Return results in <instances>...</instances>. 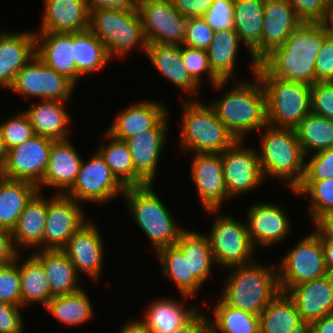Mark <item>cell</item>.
Wrapping results in <instances>:
<instances>
[{"mask_svg":"<svg viewBox=\"0 0 333 333\" xmlns=\"http://www.w3.org/2000/svg\"><path fill=\"white\" fill-rule=\"evenodd\" d=\"M125 187L113 175L102 156L94 151L88 160H82L77 179L65 194L78 203L108 204L124 194Z\"/></svg>","mask_w":333,"mask_h":333,"instance_id":"8fae6325","label":"cell"},{"mask_svg":"<svg viewBox=\"0 0 333 333\" xmlns=\"http://www.w3.org/2000/svg\"><path fill=\"white\" fill-rule=\"evenodd\" d=\"M0 132L8 150L23 144L35 135L30 120L23 111L0 121Z\"/></svg>","mask_w":333,"mask_h":333,"instance_id":"7dc6e473","label":"cell"},{"mask_svg":"<svg viewBox=\"0 0 333 333\" xmlns=\"http://www.w3.org/2000/svg\"><path fill=\"white\" fill-rule=\"evenodd\" d=\"M181 298V301L172 297L167 298V296L155 298L144 308L141 320L152 333H172L199 310L194 304L190 307L186 306V301L192 297L181 295Z\"/></svg>","mask_w":333,"mask_h":333,"instance_id":"1f68e13d","label":"cell"},{"mask_svg":"<svg viewBox=\"0 0 333 333\" xmlns=\"http://www.w3.org/2000/svg\"><path fill=\"white\" fill-rule=\"evenodd\" d=\"M38 192V186L31 182L0 175V228L11 231L26 205Z\"/></svg>","mask_w":333,"mask_h":333,"instance_id":"8d00e7d4","label":"cell"},{"mask_svg":"<svg viewBox=\"0 0 333 333\" xmlns=\"http://www.w3.org/2000/svg\"><path fill=\"white\" fill-rule=\"evenodd\" d=\"M275 264L264 265L256 260L230 267L219 298L230 307L259 316L280 292Z\"/></svg>","mask_w":333,"mask_h":333,"instance_id":"3957f363","label":"cell"},{"mask_svg":"<svg viewBox=\"0 0 333 333\" xmlns=\"http://www.w3.org/2000/svg\"><path fill=\"white\" fill-rule=\"evenodd\" d=\"M171 2L186 18H197L208 11L214 0H171Z\"/></svg>","mask_w":333,"mask_h":333,"instance_id":"6f0895ef","label":"cell"},{"mask_svg":"<svg viewBox=\"0 0 333 333\" xmlns=\"http://www.w3.org/2000/svg\"><path fill=\"white\" fill-rule=\"evenodd\" d=\"M307 333H333V314L311 323L307 327Z\"/></svg>","mask_w":333,"mask_h":333,"instance_id":"be15d7a7","label":"cell"},{"mask_svg":"<svg viewBox=\"0 0 333 333\" xmlns=\"http://www.w3.org/2000/svg\"><path fill=\"white\" fill-rule=\"evenodd\" d=\"M120 328L118 333H152V331L146 326V324L140 319H129Z\"/></svg>","mask_w":333,"mask_h":333,"instance_id":"e7e4bbea","label":"cell"},{"mask_svg":"<svg viewBox=\"0 0 333 333\" xmlns=\"http://www.w3.org/2000/svg\"><path fill=\"white\" fill-rule=\"evenodd\" d=\"M191 157L189 175L203 210H222L223 203L231 199L225 187L221 153H193Z\"/></svg>","mask_w":333,"mask_h":333,"instance_id":"ffe728a7","label":"cell"},{"mask_svg":"<svg viewBox=\"0 0 333 333\" xmlns=\"http://www.w3.org/2000/svg\"><path fill=\"white\" fill-rule=\"evenodd\" d=\"M54 141L35 134L23 144L8 150L0 175L38 185L47 170L51 145Z\"/></svg>","mask_w":333,"mask_h":333,"instance_id":"2e32d148","label":"cell"},{"mask_svg":"<svg viewBox=\"0 0 333 333\" xmlns=\"http://www.w3.org/2000/svg\"><path fill=\"white\" fill-rule=\"evenodd\" d=\"M182 98L181 135L178 137L182 153H223L237 141L209 103L183 95Z\"/></svg>","mask_w":333,"mask_h":333,"instance_id":"5b68a950","label":"cell"},{"mask_svg":"<svg viewBox=\"0 0 333 333\" xmlns=\"http://www.w3.org/2000/svg\"><path fill=\"white\" fill-rule=\"evenodd\" d=\"M295 132L305 157L309 153L333 148V120L329 118L311 112L295 128Z\"/></svg>","mask_w":333,"mask_h":333,"instance_id":"7bdbcfd3","label":"cell"},{"mask_svg":"<svg viewBox=\"0 0 333 333\" xmlns=\"http://www.w3.org/2000/svg\"><path fill=\"white\" fill-rule=\"evenodd\" d=\"M261 131L257 154L265 180L275 178L295 190L305 171V155L295 129L267 124Z\"/></svg>","mask_w":333,"mask_h":333,"instance_id":"277c9868","label":"cell"},{"mask_svg":"<svg viewBox=\"0 0 333 333\" xmlns=\"http://www.w3.org/2000/svg\"><path fill=\"white\" fill-rule=\"evenodd\" d=\"M162 277L172 280L180 295L193 296L198 294L202 284L193 276L189 275L188 259L183 252L176 246L163 247L156 252ZM169 278V279H168Z\"/></svg>","mask_w":333,"mask_h":333,"instance_id":"60d3db41","label":"cell"},{"mask_svg":"<svg viewBox=\"0 0 333 333\" xmlns=\"http://www.w3.org/2000/svg\"><path fill=\"white\" fill-rule=\"evenodd\" d=\"M207 314L198 310L186 323L172 333H200L207 326Z\"/></svg>","mask_w":333,"mask_h":333,"instance_id":"94428289","label":"cell"},{"mask_svg":"<svg viewBox=\"0 0 333 333\" xmlns=\"http://www.w3.org/2000/svg\"><path fill=\"white\" fill-rule=\"evenodd\" d=\"M292 193L310 198L308 215L314 224L324 214L333 211V177L321 181H302Z\"/></svg>","mask_w":333,"mask_h":333,"instance_id":"f6af8a7d","label":"cell"},{"mask_svg":"<svg viewBox=\"0 0 333 333\" xmlns=\"http://www.w3.org/2000/svg\"><path fill=\"white\" fill-rule=\"evenodd\" d=\"M256 74L266 93L268 125L295 129L311 113L310 85L272 76L260 63Z\"/></svg>","mask_w":333,"mask_h":333,"instance_id":"52a82bcc","label":"cell"},{"mask_svg":"<svg viewBox=\"0 0 333 333\" xmlns=\"http://www.w3.org/2000/svg\"><path fill=\"white\" fill-rule=\"evenodd\" d=\"M77 88L65 76L47 66L38 56H34L16 75L8 89L23 97L38 100H59L69 102ZM71 97V98H70Z\"/></svg>","mask_w":333,"mask_h":333,"instance_id":"7c38bea8","label":"cell"},{"mask_svg":"<svg viewBox=\"0 0 333 333\" xmlns=\"http://www.w3.org/2000/svg\"><path fill=\"white\" fill-rule=\"evenodd\" d=\"M147 43L183 45L188 18L171 0H137Z\"/></svg>","mask_w":333,"mask_h":333,"instance_id":"4fadbf2b","label":"cell"},{"mask_svg":"<svg viewBox=\"0 0 333 333\" xmlns=\"http://www.w3.org/2000/svg\"><path fill=\"white\" fill-rule=\"evenodd\" d=\"M308 156L310 157L308 158ZM308 156L305 157V171L302 181H321L333 177V148Z\"/></svg>","mask_w":333,"mask_h":333,"instance_id":"681fc988","label":"cell"},{"mask_svg":"<svg viewBox=\"0 0 333 333\" xmlns=\"http://www.w3.org/2000/svg\"><path fill=\"white\" fill-rule=\"evenodd\" d=\"M252 81L232 80L231 88L209 104L219 120L237 140L252 132H261L267 123L266 93L257 74ZM235 81V82H233ZM246 135V137H245Z\"/></svg>","mask_w":333,"mask_h":333,"instance_id":"7a4b0ae2","label":"cell"},{"mask_svg":"<svg viewBox=\"0 0 333 333\" xmlns=\"http://www.w3.org/2000/svg\"><path fill=\"white\" fill-rule=\"evenodd\" d=\"M84 288L80 291L53 296L44 309L67 327L69 326H81L86 322L94 319V307L92 300Z\"/></svg>","mask_w":333,"mask_h":333,"instance_id":"ab89813d","label":"cell"},{"mask_svg":"<svg viewBox=\"0 0 333 333\" xmlns=\"http://www.w3.org/2000/svg\"><path fill=\"white\" fill-rule=\"evenodd\" d=\"M246 211V224L253 247H271L284 241L292 229L286 209L273 201L253 203Z\"/></svg>","mask_w":333,"mask_h":333,"instance_id":"ac0fdd59","label":"cell"},{"mask_svg":"<svg viewBox=\"0 0 333 333\" xmlns=\"http://www.w3.org/2000/svg\"><path fill=\"white\" fill-rule=\"evenodd\" d=\"M316 82H333V37L328 35L315 62Z\"/></svg>","mask_w":333,"mask_h":333,"instance_id":"11a10c76","label":"cell"},{"mask_svg":"<svg viewBox=\"0 0 333 333\" xmlns=\"http://www.w3.org/2000/svg\"><path fill=\"white\" fill-rule=\"evenodd\" d=\"M234 1L214 0L202 18L213 31L234 30Z\"/></svg>","mask_w":333,"mask_h":333,"instance_id":"f907efd6","label":"cell"},{"mask_svg":"<svg viewBox=\"0 0 333 333\" xmlns=\"http://www.w3.org/2000/svg\"><path fill=\"white\" fill-rule=\"evenodd\" d=\"M41 27L34 32L74 33L88 29L90 11L85 0H43Z\"/></svg>","mask_w":333,"mask_h":333,"instance_id":"d4e9b609","label":"cell"},{"mask_svg":"<svg viewBox=\"0 0 333 333\" xmlns=\"http://www.w3.org/2000/svg\"><path fill=\"white\" fill-rule=\"evenodd\" d=\"M7 155H8V149L6 148L5 142L0 132V169L5 164Z\"/></svg>","mask_w":333,"mask_h":333,"instance_id":"a7ac6f4b","label":"cell"},{"mask_svg":"<svg viewBox=\"0 0 333 333\" xmlns=\"http://www.w3.org/2000/svg\"><path fill=\"white\" fill-rule=\"evenodd\" d=\"M83 157L75 148L70 138L55 140L51 145L49 162L42 181L37 185L39 192L52 187L54 194L65 195L74 185Z\"/></svg>","mask_w":333,"mask_h":333,"instance_id":"7402d4cb","label":"cell"},{"mask_svg":"<svg viewBox=\"0 0 333 333\" xmlns=\"http://www.w3.org/2000/svg\"><path fill=\"white\" fill-rule=\"evenodd\" d=\"M215 31L202 18H188L183 45L206 50L212 42Z\"/></svg>","mask_w":333,"mask_h":333,"instance_id":"816d5d0a","label":"cell"},{"mask_svg":"<svg viewBox=\"0 0 333 333\" xmlns=\"http://www.w3.org/2000/svg\"><path fill=\"white\" fill-rule=\"evenodd\" d=\"M36 56L77 85L73 33L35 32Z\"/></svg>","mask_w":333,"mask_h":333,"instance_id":"f1b7e54d","label":"cell"},{"mask_svg":"<svg viewBox=\"0 0 333 333\" xmlns=\"http://www.w3.org/2000/svg\"><path fill=\"white\" fill-rule=\"evenodd\" d=\"M324 251L325 265L328 274L333 275V240L329 238H320Z\"/></svg>","mask_w":333,"mask_h":333,"instance_id":"03108f58","label":"cell"},{"mask_svg":"<svg viewBox=\"0 0 333 333\" xmlns=\"http://www.w3.org/2000/svg\"><path fill=\"white\" fill-rule=\"evenodd\" d=\"M286 293L293 300L302 322L307 327L314 321L333 314V275L327 274L297 284Z\"/></svg>","mask_w":333,"mask_h":333,"instance_id":"44dd1931","label":"cell"},{"mask_svg":"<svg viewBox=\"0 0 333 333\" xmlns=\"http://www.w3.org/2000/svg\"><path fill=\"white\" fill-rule=\"evenodd\" d=\"M32 254L41 262L53 296L80 291V275L62 250H35Z\"/></svg>","mask_w":333,"mask_h":333,"instance_id":"d6a6232c","label":"cell"},{"mask_svg":"<svg viewBox=\"0 0 333 333\" xmlns=\"http://www.w3.org/2000/svg\"><path fill=\"white\" fill-rule=\"evenodd\" d=\"M175 245L188 259L189 275H193L204 286L216 265L208 236L186 227Z\"/></svg>","mask_w":333,"mask_h":333,"instance_id":"74e56055","label":"cell"},{"mask_svg":"<svg viewBox=\"0 0 333 333\" xmlns=\"http://www.w3.org/2000/svg\"><path fill=\"white\" fill-rule=\"evenodd\" d=\"M200 333H214L208 326H206Z\"/></svg>","mask_w":333,"mask_h":333,"instance_id":"89a4df30","label":"cell"},{"mask_svg":"<svg viewBox=\"0 0 333 333\" xmlns=\"http://www.w3.org/2000/svg\"><path fill=\"white\" fill-rule=\"evenodd\" d=\"M219 211L221 212V210L204 211L210 217L214 216L212 226L210 225L211 229L205 234L209 238L217 267L219 265L220 268L228 269L256 260L254 254L257 250L249 239L246 221Z\"/></svg>","mask_w":333,"mask_h":333,"instance_id":"9c48e42d","label":"cell"},{"mask_svg":"<svg viewBox=\"0 0 333 333\" xmlns=\"http://www.w3.org/2000/svg\"><path fill=\"white\" fill-rule=\"evenodd\" d=\"M0 301L21 306L20 272L16 261L0 266Z\"/></svg>","mask_w":333,"mask_h":333,"instance_id":"c3c4849f","label":"cell"},{"mask_svg":"<svg viewBox=\"0 0 333 333\" xmlns=\"http://www.w3.org/2000/svg\"><path fill=\"white\" fill-rule=\"evenodd\" d=\"M104 44L111 59L126 58L139 47L146 55L147 41L138 10L122 13L112 9L90 11L88 27Z\"/></svg>","mask_w":333,"mask_h":333,"instance_id":"ba28073f","label":"cell"},{"mask_svg":"<svg viewBox=\"0 0 333 333\" xmlns=\"http://www.w3.org/2000/svg\"><path fill=\"white\" fill-rule=\"evenodd\" d=\"M327 36L323 22H302L285 44L274 49L260 64L277 78L314 84L316 58Z\"/></svg>","mask_w":333,"mask_h":333,"instance_id":"6da1fadb","label":"cell"},{"mask_svg":"<svg viewBox=\"0 0 333 333\" xmlns=\"http://www.w3.org/2000/svg\"><path fill=\"white\" fill-rule=\"evenodd\" d=\"M35 103L23 111L30 120L34 134L53 140H68L71 137L69 133L73 132L70 127L72 118L65 109L68 102L38 100Z\"/></svg>","mask_w":333,"mask_h":333,"instance_id":"4dcf8cb0","label":"cell"},{"mask_svg":"<svg viewBox=\"0 0 333 333\" xmlns=\"http://www.w3.org/2000/svg\"><path fill=\"white\" fill-rule=\"evenodd\" d=\"M181 56L188 73L201 86L202 78L207 76L213 89L223 90L229 81H221L213 72L209 64L206 50L181 45Z\"/></svg>","mask_w":333,"mask_h":333,"instance_id":"bcb514c9","label":"cell"},{"mask_svg":"<svg viewBox=\"0 0 333 333\" xmlns=\"http://www.w3.org/2000/svg\"><path fill=\"white\" fill-rule=\"evenodd\" d=\"M22 308L0 301V333H24Z\"/></svg>","mask_w":333,"mask_h":333,"instance_id":"9f6ffc18","label":"cell"},{"mask_svg":"<svg viewBox=\"0 0 333 333\" xmlns=\"http://www.w3.org/2000/svg\"><path fill=\"white\" fill-rule=\"evenodd\" d=\"M167 113L152 129L126 139L134 165V187L154 184L169 126Z\"/></svg>","mask_w":333,"mask_h":333,"instance_id":"e0dca14e","label":"cell"},{"mask_svg":"<svg viewBox=\"0 0 333 333\" xmlns=\"http://www.w3.org/2000/svg\"><path fill=\"white\" fill-rule=\"evenodd\" d=\"M89 219L68 240L62 251L68 256L80 276L85 274L95 284L101 279L105 243L99 227Z\"/></svg>","mask_w":333,"mask_h":333,"instance_id":"d6986e66","label":"cell"},{"mask_svg":"<svg viewBox=\"0 0 333 333\" xmlns=\"http://www.w3.org/2000/svg\"><path fill=\"white\" fill-rule=\"evenodd\" d=\"M260 333H307L293 300L279 292L259 315Z\"/></svg>","mask_w":333,"mask_h":333,"instance_id":"836d02e7","label":"cell"},{"mask_svg":"<svg viewBox=\"0 0 333 333\" xmlns=\"http://www.w3.org/2000/svg\"><path fill=\"white\" fill-rule=\"evenodd\" d=\"M73 45L78 82L83 76L100 72L111 61L105 44L89 28L73 33Z\"/></svg>","mask_w":333,"mask_h":333,"instance_id":"f35d334b","label":"cell"},{"mask_svg":"<svg viewBox=\"0 0 333 333\" xmlns=\"http://www.w3.org/2000/svg\"><path fill=\"white\" fill-rule=\"evenodd\" d=\"M323 24L326 27L328 35L333 37V3L329 4Z\"/></svg>","mask_w":333,"mask_h":333,"instance_id":"003e7915","label":"cell"},{"mask_svg":"<svg viewBox=\"0 0 333 333\" xmlns=\"http://www.w3.org/2000/svg\"><path fill=\"white\" fill-rule=\"evenodd\" d=\"M104 143L95 149L110 167L113 175L125 187H134V165L125 141L116 139L107 131L103 134Z\"/></svg>","mask_w":333,"mask_h":333,"instance_id":"ee69618b","label":"cell"},{"mask_svg":"<svg viewBox=\"0 0 333 333\" xmlns=\"http://www.w3.org/2000/svg\"><path fill=\"white\" fill-rule=\"evenodd\" d=\"M18 253L13 244L11 231L0 228V266L14 262Z\"/></svg>","mask_w":333,"mask_h":333,"instance_id":"91938a15","label":"cell"},{"mask_svg":"<svg viewBox=\"0 0 333 333\" xmlns=\"http://www.w3.org/2000/svg\"><path fill=\"white\" fill-rule=\"evenodd\" d=\"M281 292L328 274L320 234L314 229L286 251L277 264Z\"/></svg>","mask_w":333,"mask_h":333,"instance_id":"30bf717a","label":"cell"},{"mask_svg":"<svg viewBox=\"0 0 333 333\" xmlns=\"http://www.w3.org/2000/svg\"><path fill=\"white\" fill-rule=\"evenodd\" d=\"M163 102L156 100L134 102L118 111L115 120L106 131L116 139L125 141L152 129L168 113L167 106Z\"/></svg>","mask_w":333,"mask_h":333,"instance_id":"484cf974","label":"cell"},{"mask_svg":"<svg viewBox=\"0 0 333 333\" xmlns=\"http://www.w3.org/2000/svg\"><path fill=\"white\" fill-rule=\"evenodd\" d=\"M207 326L214 333H260L259 316L226 305L219 297ZM213 317V318H212Z\"/></svg>","mask_w":333,"mask_h":333,"instance_id":"b9f144b4","label":"cell"},{"mask_svg":"<svg viewBox=\"0 0 333 333\" xmlns=\"http://www.w3.org/2000/svg\"><path fill=\"white\" fill-rule=\"evenodd\" d=\"M302 22H323L330 0H288Z\"/></svg>","mask_w":333,"mask_h":333,"instance_id":"db71d44e","label":"cell"},{"mask_svg":"<svg viewBox=\"0 0 333 333\" xmlns=\"http://www.w3.org/2000/svg\"><path fill=\"white\" fill-rule=\"evenodd\" d=\"M154 184L127 187L122 195L126 209L138 228L146 234L155 253L167 246L175 245L179 235L186 229L177 224L168 209L153 189Z\"/></svg>","mask_w":333,"mask_h":333,"instance_id":"8992f818","label":"cell"},{"mask_svg":"<svg viewBox=\"0 0 333 333\" xmlns=\"http://www.w3.org/2000/svg\"><path fill=\"white\" fill-rule=\"evenodd\" d=\"M265 0H235L234 30L251 55V73L256 74L261 62V34Z\"/></svg>","mask_w":333,"mask_h":333,"instance_id":"83f0119b","label":"cell"},{"mask_svg":"<svg viewBox=\"0 0 333 333\" xmlns=\"http://www.w3.org/2000/svg\"><path fill=\"white\" fill-rule=\"evenodd\" d=\"M43 250H62L72 235L84 225L87 218L84 207L63 194L49 193ZM86 217V218H85Z\"/></svg>","mask_w":333,"mask_h":333,"instance_id":"9a60e30c","label":"cell"},{"mask_svg":"<svg viewBox=\"0 0 333 333\" xmlns=\"http://www.w3.org/2000/svg\"><path fill=\"white\" fill-rule=\"evenodd\" d=\"M48 197L38 192L26 205L16 226L11 230L16 250H43V234L47 220Z\"/></svg>","mask_w":333,"mask_h":333,"instance_id":"f546056e","label":"cell"},{"mask_svg":"<svg viewBox=\"0 0 333 333\" xmlns=\"http://www.w3.org/2000/svg\"><path fill=\"white\" fill-rule=\"evenodd\" d=\"M243 142L237 140L221 153L225 187L231 200L258 189L265 180L257 147L244 146Z\"/></svg>","mask_w":333,"mask_h":333,"instance_id":"5bb4252c","label":"cell"},{"mask_svg":"<svg viewBox=\"0 0 333 333\" xmlns=\"http://www.w3.org/2000/svg\"><path fill=\"white\" fill-rule=\"evenodd\" d=\"M311 88V112L333 120V82H316Z\"/></svg>","mask_w":333,"mask_h":333,"instance_id":"f5cc1de1","label":"cell"},{"mask_svg":"<svg viewBox=\"0 0 333 333\" xmlns=\"http://www.w3.org/2000/svg\"><path fill=\"white\" fill-rule=\"evenodd\" d=\"M146 57L151 61L162 77L166 78L176 88L189 92L192 99H197L200 85L191 77L184 66L181 56V45L147 43Z\"/></svg>","mask_w":333,"mask_h":333,"instance_id":"4316f807","label":"cell"},{"mask_svg":"<svg viewBox=\"0 0 333 333\" xmlns=\"http://www.w3.org/2000/svg\"><path fill=\"white\" fill-rule=\"evenodd\" d=\"M36 55L33 29L0 32V87L9 89L17 73Z\"/></svg>","mask_w":333,"mask_h":333,"instance_id":"603a6c76","label":"cell"},{"mask_svg":"<svg viewBox=\"0 0 333 333\" xmlns=\"http://www.w3.org/2000/svg\"><path fill=\"white\" fill-rule=\"evenodd\" d=\"M302 23L288 0H265L261 34V61L274 49L285 44Z\"/></svg>","mask_w":333,"mask_h":333,"instance_id":"cb8c5ba5","label":"cell"},{"mask_svg":"<svg viewBox=\"0 0 333 333\" xmlns=\"http://www.w3.org/2000/svg\"><path fill=\"white\" fill-rule=\"evenodd\" d=\"M89 11L95 9H112L122 13H133L137 10V0H85Z\"/></svg>","mask_w":333,"mask_h":333,"instance_id":"680465c9","label":"cell"},{"mask_svg":"<svg viewBox=\"0 0 333 333\" xmlns=\"http://www.w3.org/2000/svg\"><path fill=\"white\" fill-rule=\"evenodd\" d=\"M22 254L18 253L15 259L20 272L21 306L38 303L45 307L53 297L45 270L32 253L24 261Z\"/></svg>","mask_w":333,"mask_h":333,"instance_id":"d590c367","label":"cell"},{"mask_svg":"<svg viewBox=\"0 0 333 333\" xmlns=\"http://www.w3.org/2000/svg\"><path fill=\"white\" fill-rule=\"evenodd\" d=\"M241 44L235 30H220L214 33L212 42L206 49V52L212 72L221 81L243 79H240L238 74H234L235 72L238 73V71L235 70H237L236 62L239 55L238 52L240 51L239 49L241 48L240 46L243 47Z\"/></svg>","mask_w":333,"mask_h":333,"instance_id":"e575fe53","label":"cell"},{"mask_svg":"<svg viewBox=\"0 0 333 333\" xmlns=\"http://www.w3.org/2000/svg\"><path fill=\"white\" fill-rule=\"evenodd\" d=\"M313 225L320 238L333 240V211L324 214Z\"/></svg>","mask_w":333,"mask_h":333,"instance_id":"6125c7cd","label":"cell"}]
</instances>
